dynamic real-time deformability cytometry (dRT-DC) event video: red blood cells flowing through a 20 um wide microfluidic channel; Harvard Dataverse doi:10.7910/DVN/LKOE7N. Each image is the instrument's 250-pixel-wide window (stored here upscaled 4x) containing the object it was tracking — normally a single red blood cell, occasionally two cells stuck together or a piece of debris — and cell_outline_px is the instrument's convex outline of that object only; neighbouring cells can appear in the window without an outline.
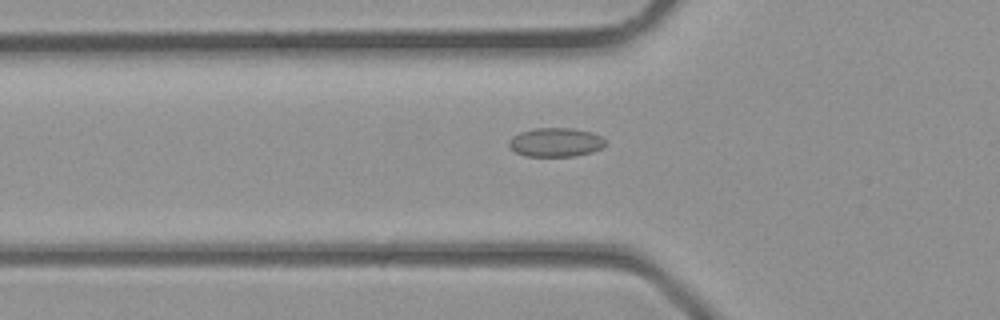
{"species": "common noctule bat (a hibernating species)", "species_latin": "Nyctalus noctula", "temperature_condition": "room temperature", "stored_images_in_passage": 5, "camera_frame_rate_fps": 3000, "um_per_image_px": 0.085, "animal": {"sex": "male", "body_mass_g": 23.1, "forearm_length_mm": 52.7}, "frame": {"image": 1, "passage_image": 4, "time_ms": 1.0, "image_size_px": [1000, 320], "cell_outline_px": [[608, 144], [592, 152], [572, 156], [524, 156], [516, 152], [508, 144], [508, 140], [512, 136], [520, 132], [536, 128], [572, 128], [592, 132], [600, 136]], "centroid_in_image_um": [47.23, 12.09], "position_along_channel_um": 78.6, "area_um2": 16.24}}